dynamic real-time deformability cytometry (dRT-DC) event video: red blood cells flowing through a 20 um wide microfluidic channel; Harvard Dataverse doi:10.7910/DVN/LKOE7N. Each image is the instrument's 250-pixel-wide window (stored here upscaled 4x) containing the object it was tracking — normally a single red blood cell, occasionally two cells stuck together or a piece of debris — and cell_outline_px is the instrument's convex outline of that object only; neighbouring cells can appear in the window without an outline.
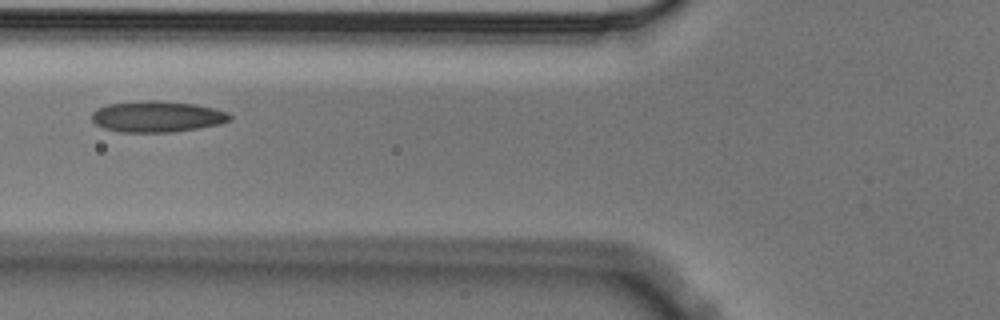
{"species": "Egyptian fruit bat (a non-hibernating species)", "species_latin": "Rousettus aegyptiacus", "temperature_condition": "cold", "stored_images_in_passage": 5, "camera_frame_rate_fps": 3000, "um_per_image_px": 0.085, "animal": {"sex": "male"}, "frame": {"image": 1, "passage_image": 5, "time_ms": 1.333, "image_size_px": [1000, 320], "cell_outline_px": [[232, 120], [220, 124], [200, 128], [172, 132], [120, 132], [104, 128], [96, 124], [92, 120], [92, 112], [96, 108], [108, 104], [148, 100], [156, 100], [196, 104], [228, 112], [232, 116]], "centroid_in_image_um": [13.37, 9.91], "position_along_channel_um": 112.4, "area_um2": 25.14}}